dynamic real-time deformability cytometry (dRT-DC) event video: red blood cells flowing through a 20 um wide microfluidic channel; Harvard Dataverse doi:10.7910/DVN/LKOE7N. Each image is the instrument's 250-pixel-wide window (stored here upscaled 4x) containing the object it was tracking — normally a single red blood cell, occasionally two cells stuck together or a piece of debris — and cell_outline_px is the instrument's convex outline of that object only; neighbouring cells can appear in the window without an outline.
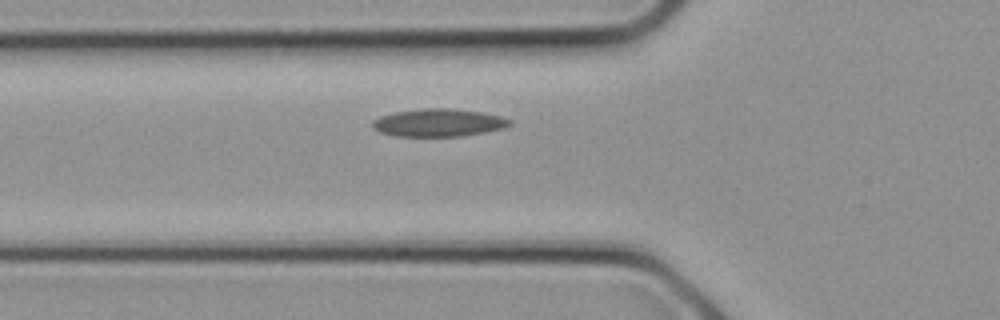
{"species": "common noctule bat (a hibernating species)", "species_latin": "Nyctalus noctula", "temperature_condition": "cold", "stored_images_in_passage": 10, "camera_frame_rate_fps": 3000, "um_per_image_px": 0.085, "animal": {"sex": "female", "body_mass_g": 21.9}, "frame": {"image": 1, "passage_image": 2, "time_ms": 0.333, "image_size_px": [1000, 320], "cell_outline_px": [[512, 124], [504, 128], [464, 136], [396, 136], [380, 132], [372, 128], [372, 120], [380, 116], [392, 112], [424, 108], [448, 108], [480, 112], [500, 116], [512, 120]], "centroid_in_image_um": [37.25, 10.43], "position_along_channel_um": 88.5, "area_um2": 22.25}}
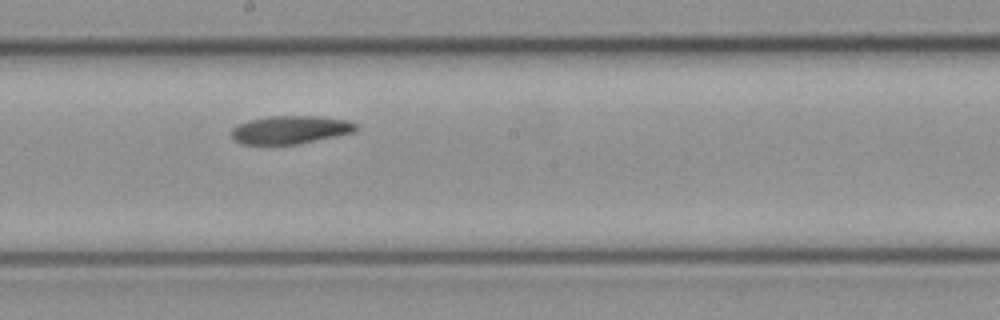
{"frame": {"image": 2, "passage_image": 7, "time_ms": 2.0, "image_size_px": [1000, 320], "cell_outline_px": [[360, 124], [352, 132], [336, 136], [300, 144], [240, 144], [232, 140], [232, 128], [236, 124], [248, 120], [268, 116], [320, 116], [348, 120]], "centroid_in_image_um": [24.65, 11.02], "position_along_channel_um": 223.5, "area_um2": 20.63}}
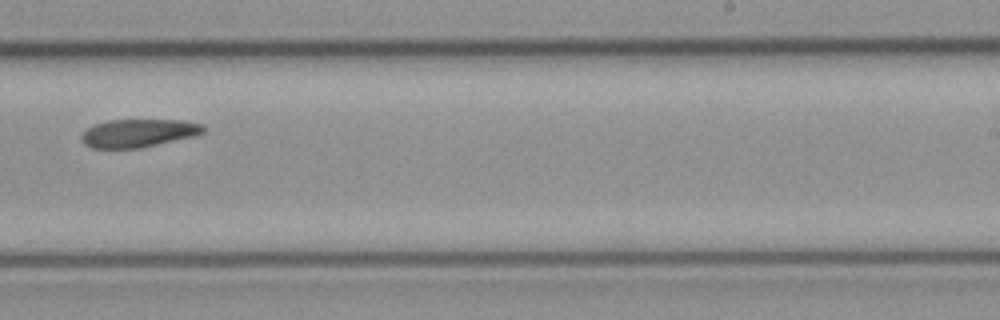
{"frame": {"image": 3, "passage_image": 9, "time_ms": 2.667, "image_size_px": [1000, 320], "cell_outline_px": [[204, 132], [192, 136], [140, 148], [92, 148], [84, 144], [80, 140], [80, 132], [84, 128], [92, 124], [108, 120], [184, 120], [204, 124]], "centroid_in_image_um": [11.67, 11.3], "position_along_channel_um": 277.3, "area_um2": 20.17}}